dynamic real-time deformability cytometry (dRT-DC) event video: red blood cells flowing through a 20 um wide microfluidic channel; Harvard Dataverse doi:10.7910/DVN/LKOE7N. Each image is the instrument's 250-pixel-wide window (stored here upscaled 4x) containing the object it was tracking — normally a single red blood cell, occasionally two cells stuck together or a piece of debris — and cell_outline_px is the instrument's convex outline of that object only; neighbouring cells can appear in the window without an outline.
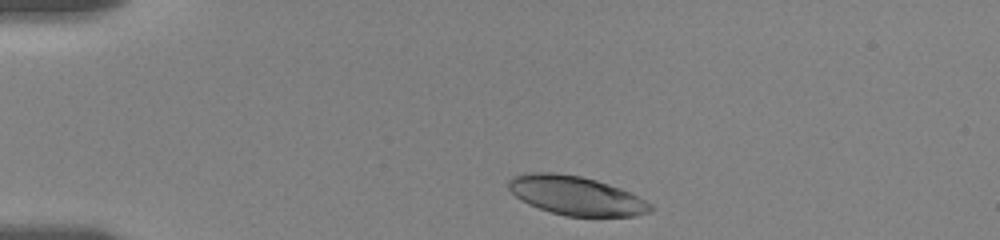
{"species": "human", "species_latin": "Homo sapiens", "temperature_condition": "room temperature", "stored_images_in_passage": 19, "camera_frame_rate_fps": 3000, "um_per_image_px": 0.085, "donor": {"sex": "female"}, "frame": {"image": 1, "passage_image": 1, "time_ms": 0.0, "image_size_px": [1000, 240], "cell_outline_px": [[652, 212], [636, 216], [564, 216], [528, 204], [520, 200], [508, 188], [508, 180], [512, 176], [524, 172], [552, 172], [580, 176], [596, 180], [632, 192], [652, 204]], "centroid_in_image_um": [48.96, 16.62], "position_along_channel_um": 36.0, "area_um2": 32.43}}
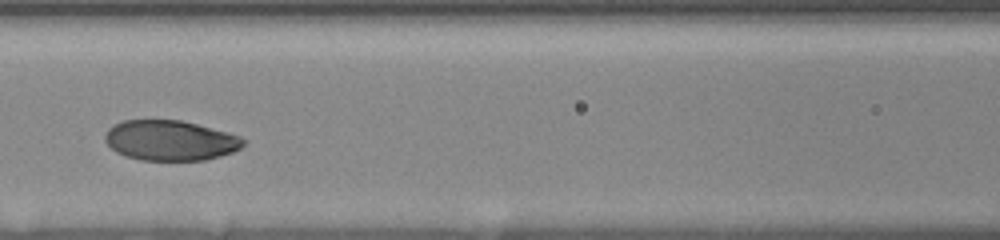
{"frame": {"image": 2, "passage_image": 6, "time_ms": 4.667, "image_size_px": [1000, 240], "cell_outline_px": [[244, 144], [240, 148], [232, 152], [220, 156], [204, 160], [140, 160], [124, 156], [116, 152], [104, 140], [104, 136], [108, 128], [112, 124], [124, 120], [180, 120], [196, 124], [240, 136], [244, 140]], "centroid_in_image_um": [14.42, 11.94], "position_along_channel_um": 152.2, "area_um2": 32.31}}
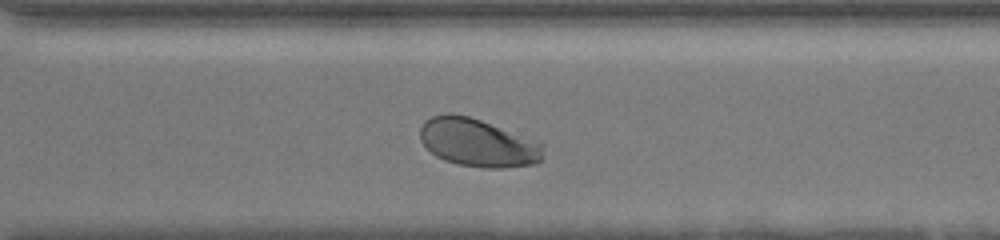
{"frame": {"image": 3, "passage_image": 19, "time_ms": 9.667, "image_size_px": [1000, 240], "cell_outline_px": [[544, 144], [540, 160], [536, 164], [500, 168], [484, 168], [456, 164], [444, 160], [436, 156], [420, 140], [420, 128], [424, 120], [432, 116], [448, 112], [452, 112], [468, 116], [540, 140]], "centroid_in_image_um": [40.63, 12.12], "position_along_channel_um": 330.0, "area_um2": 34.85}}